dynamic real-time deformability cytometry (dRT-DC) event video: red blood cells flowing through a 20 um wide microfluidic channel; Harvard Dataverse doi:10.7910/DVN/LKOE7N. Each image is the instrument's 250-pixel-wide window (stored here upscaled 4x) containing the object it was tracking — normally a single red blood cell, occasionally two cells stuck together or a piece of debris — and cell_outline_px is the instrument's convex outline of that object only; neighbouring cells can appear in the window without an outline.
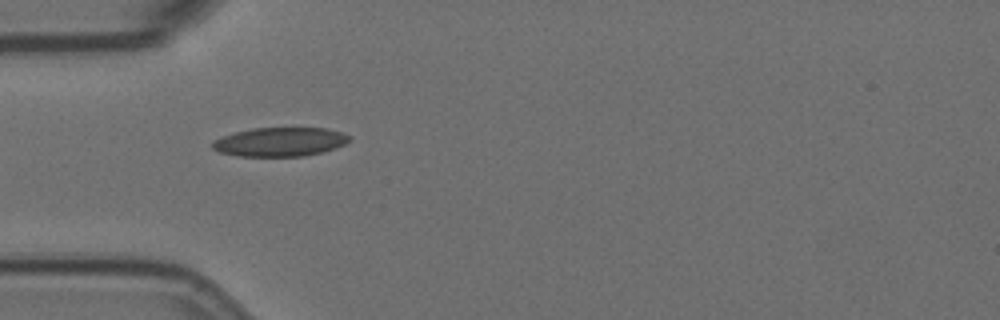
{"species": "Egyptian fruit bat (a non-hibernating species)", "species_latin": "Rousettus aegyptiacus", "temperature_condition": "room temperature", "stored_images_in_passage": 6, "camera_frame_rate_fps": 3000, "um_per_image_px": 0.085, "animal": {"sex": "female"}, "frame": {"image": 1, "passage_image": 5, "time_ms": 5.0, "image_size_px": [1000, 320], "cell_outline_px": [[352, 140], [336, 148], [304, 156], [240, 156], [220, 152], [212, 148], [212, 140], [236, 132], [252, 128], [324, 128], [340, 132], [352, 136]], "centroid_in_image_um": [23.82, 12.06], "position_along_channel_um": 61.2, "area_um2": 23.0}}
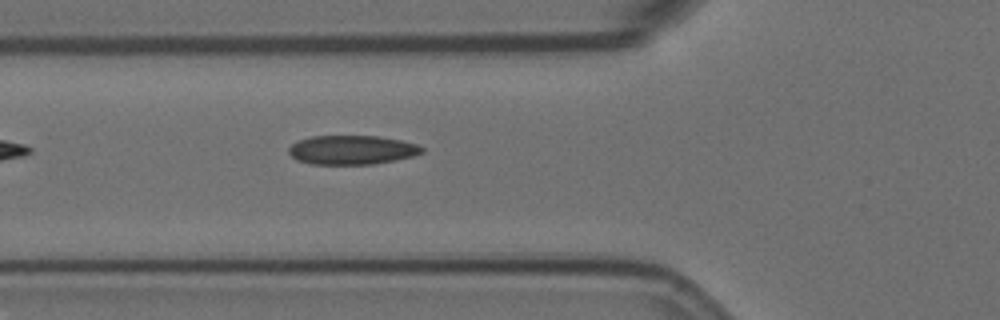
{"frame": {"image": 2, "passage_image": 6, "time_ms": 6.0, "image_size_px": [1000, 320], "cell_outline_px": [[424, 152], [412, 156], [372, 164], [312, 164], [296, 160], [288, 152], [288, 148], [292, 144], [300, 140], [312, 136], [380, 136], [400, 140], [416, 144], [424, 148]], "centroid_in_image_um": [29.89, 12.74], "position_along_channel_um": 95.9, "area_um2": 22.43}}